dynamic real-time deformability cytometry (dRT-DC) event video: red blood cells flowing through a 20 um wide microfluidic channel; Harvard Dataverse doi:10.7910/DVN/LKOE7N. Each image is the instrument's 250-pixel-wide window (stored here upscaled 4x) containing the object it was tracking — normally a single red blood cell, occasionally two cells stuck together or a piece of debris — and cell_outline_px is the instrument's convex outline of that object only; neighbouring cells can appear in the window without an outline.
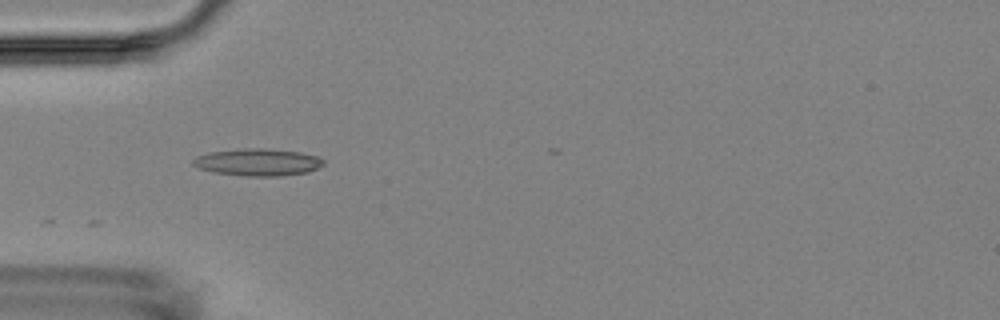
{"species": "Egyptian fruit bat (a non-hibernating species)", "species_latin": "Rousettus aegyptiacus", "temperature_condition": "room temperature", "stored_images_in_passage": 8, "camera_frame_rate_fps": 3000, "um_per_image_px": 0.085, "animal": {"sex": "female"}, "frame": {"image": 1, "passage_image": 5, "time_ms": 4.667, "image_size_px": [1000, 320], "cell_outline_px": [[324, 164], [308, 172], [280, 176], [244, 176], [212, 172], [200, 168], [192, 164], [192, 160], [196, 156], [208, 152], [244, 148], [264, 148], [300, 152], [316, 156], [324, 160]], "centroid_in_image_um": [21.89, 13.78], "position_along_channel_um": 63.1, "area_um2": 20.69}}